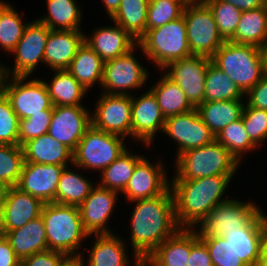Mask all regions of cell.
<instances>
[{
  "mask_svg": "<svg viewBox=\"0 0 267 266\" xmlns=\"http://www.w3.org/2000/svg\"><path fill=\"white\" fill-rule=\"evenodd\" d=\"M19 119L6 95L0 90V144L19 145Z\"/></svg>",
  "mask_w": 267,
  "mask_h": 266,
  "instance_id": "45",
  "label": "cell"
},
{
  "mask_svg": "<svg viewBox=\"0 0 267 266\" xmlns=\"http://www.w3.org/2000/svg\"><path fill=\"white\" fill-rule=\"evenodd\" d=\"M24 162L46 165L73 166V151L49 134L27 141L23 146Z\"/></svg>",
  "mask_w": 267,
  "mask_h": 266,
  "instance_id": "25",
  "label": "cell"
},
{
  "mask_svg": "<svg viewBox=\"0 0 267 266\" xmlns=\"http://www.w3.org/2000/svg\"><path fill=\"white\" fill-rule=\"evenodd\" d=\"M188 4V1L149 0L146 31L179 19Z\"/></svg>",
  "mask_w": 267,
  "mask_h": 266,
  "instance_id": "42",
  "label": "cell"
},
{
  "mask_svg": "<svg viewBox=\"0 0 267 266\" xmlns=\"http://www.w3.org/2000/svg\"><path fill=\"white\" fill-rule=\"evenodd\" d=\"M84 37V42L92 48L104 62L122 56L137 46L138 41L121 26L101 27Z\"/></svg>",
  "mask_w": 267,
  "mask_h": 266,
  "instance_id": "24",
  "label": "cell"
},
{
  "mask_svg": "<svg viewBox=\"0 0 267 266\" xmlns=\"http://www.w3.org/2000/svg\"><path fill=\"white\" fill-rule=\"evenodd\" d=\"M44 203L16 186L6 188L3 196V212L0 234L16 230L41 216Z\"/></svg>",
  "mask_w": 267,
  "mask_h": 266,
  "instance_id": "19",
  "label": "cell"
},
{
  "mask_svg": "<svg viewBox=\"0 0 267 266\" xmlns=\"http://www.w3.org/2000/svg\"><path fill=\"white\" fill-rule=\"evenodd\" d=\"M216 140L241 163V155L257 147L249 138L242 120L240 119L227 125L216 135ZM244 152V153H243Z\"/></svg>",
  "mask_w": 267,
  "mask_h": 266,
  "instance_id": "40",
  "label": "cell"
},
{
  "mask_svg": "<svg viewBox=\"0 0 267 266\" xmlns=\"http://www.w3.org/2000/svg\"><path fill=\"white\" fill-rule=\"evenodd\" d=\"M142 157L137 154L133 155L126 149L112 164L102 171L101 184L98 185L118 193L123 192L133 175L137 162Z\"/></svg>",
  "mask_w": 267,
  "mask_h": 266,
  "instance_id": "38",
  "label": "cell"
},
{
  "mask_svg": "<svg viewBox=\"0 0 267 266\" xmlns=\"http://www.w3.org/2000/svg\"><path fill=\"white\" fill-rule=\"evenodd\" d=\"M260 49L263 58L264 74L267 75V43L263 45Z\"/></svg>",
  "mask_w": 267,
  "mask_h": 266,
  "instance_id": "57",
  "label": "cell"
},
{
  "mask_svg": "<svg viewBox=\"0 0 267 266\" xmlns=\"http://www.w3.org/2000/svg\"><path fill=\"white\" fill-rule=\"evenodd\" d=\"M3 210V198H0V227L2 224V211Z\"/></svg>",
  "mask_w": 267,
  "mask_h": 266,
  "instance_id": "59",
  "label": "cell"
},
{
  "mask_svg": "<svg viewBox=\"0 0 267 266\" xmlns=\"http://www.w3.org/2000/svg\"><path fill=\"white\" fill-rule=\"evenodd\" d=\"M255 266H267V257H260Z\"/></svg>",
  "mask_w": 267,
  "mask_h": 266,
  "instance_id": "58",
  "label": "cell"
},
{
  "mask_svg": "<svg viewBox=\"0 0 267 266\" xmlns=\"http://www.w3.org/2000/svg\"><path fill=\"white\" fill-rule=\"evenodd\" d=\"M242 120L250 140L259 147V143L267 138V110L244 105Z\"/></svg>",
  "mask_w": 267,
  "mask_h": 266,
  "instance_id": "47",
  "label": "cell"
},
{
  "mask_svg": "<svg viewBox=\"0 0 267 266\" xmlns=\"http://www.w3.org/2000/svg\"><path fill=\"white\" fill-rule=\"evenodd\" d=\"M175 163L177 173L172 181L234 175L240 165L216 139L210 144L179 154Z\"/></svg>",
  "mask_w": 267,
  "mask_h": 266,
  "instance_id": "5",
  "label": "cell"
},
{
  "mask_svg": "<svg viewBox=\"0 0 267 266\" xmlns=\"http://www.w3.org/2000/svg\"><path fill=\"white\" fill-rule=\"evenodd\" d=\"M211 62L246 94L265 75L260 47L225 41Z\"/></svg>",
  "mask_w": 267,
  "mask_h": 266,
  "instance_id": "4",
  "label": "cell"
},
{
  "mask_svg": "<svg viewBox=\"0 0 267 266\" xmlns=\"http://www.w3.org/2000/svg\"><path fill=\"white\" fill-rule=\"evenodd\" d=\"M66 166L24 162L16 186L22 192L40 199L44 204L55 203V193L60 176Z\"/></svg>",
  "mask_w": 267,
  "mask_h": 266,
  "instance_id": "18",
  "label": "cell"
},
{
  "mask_svg": "<svg viewBox=\"0 0 267 266\" xmlns=\"http://www.w3.org/2000/svg\"><path fill=\"white\" fill-rule=\"evenodd\" d=\"M233 175H214L188 181H172L175 217L180 228L193 229L219 203Z\"/></svg>",
  "mask_w": 267,
  "mask_h": 266,
  "instance_id": "2",
  "label": "cell"
},
{
  "mask_svg": "<svg viewBox=\"0 0 267 266\" xmlns=\"http://www.w3.org/2000/svg\"><path fill=\"white\" fill-rule=\"evenodd\" d=\"M150 255L163 266H187L190 255V229L180 228Z\"/></svg>",
  "mask_w": 267,
  "mask_h": 266,
  "instance_id": "33",
  "label": "cell"
},
{
  "mask_svg": "<svg viewBox=\"0 0 267 266\" xmlns=\"http://www.w3.org/2000/svg\"><path fill=\"white\" fill-rule=\"evenodd\" d=\"M132 202H136L130 227L135 263L139 255L151 254L180 227L176 221L174 197L170 187L159 196Z\"/></svg>",
  "mask_w": 267,
  "mask_h": 266,
  "instance_id": "1",
  "label": "cell"
},
{
  "mask_svg": "<svg viewBox=\"0 0 267 266\" xmlns=\"http://www.w3.org/2000/svg\"><path fill=\"white\" fill-rule=\"evenodd\" d=\"M210 61L211 58L205 56L191 55L163 68L165 74L182 89L194 108L204 102L205 76Z\"/></svg>",
  "mask_w": 267,
  "mask_h": 266,
  "instance_id": "13",
  "label": "cell"
},
{
  "mask_svg": "<svg viewBox=\"0 0 267 266\" xmlns=\"http://www.w3.org/2000/svg\"><path fill=\"white\" fill-rule=\"evenodd\" d=\"M21 260L15 255L8 239L0 234V266H20Z\"/></svg>",
  "mask_w": 267,
  "mask_h": 266,
  "instance_id": "51",
  "label": "cell"
},
{
  "mask_svg": "<svg viewBox=\"0 0 267 266\" xmlns=\"http://www.w3.org/2000/svg\"><path fill=\"white\" fill-rule=\"evenodd\" d=\"M266 218L260 210L244 227L223 235L247 266H255L260 259L262 226Z\"/></svg>",
  "mask_w": 267,
  "mask_h": 266,
  "instance_id": "23",
  "label": "cell"
},
{
  "mask_svg": "<svg viewBox=\"0 0 267 266\" xmlns=\"http://www.w3.org/2000/svg\"><path fill=\"white\" fill-rule=\"evenodd\" d=\"M148 6L149 0H121L110 19L138 41L146 33Z\"/></svg>",
  "mask_w": 267,
  "mask_h": 266,
  "instance_id": "34",
  "label": "cell"
},
{
  "mask_svg": "<svg viewBox=\"0 0 267 266\" xmlns=\"http://www.w3.org/2000/svg\"><path fill=\"white\" fill-rule=\"evenodd\" d=\"M102 2L106 6L105 9L107 11V14L111 18L118 10L121 0H102Z\"/></svg>",
  "mask_w": 267,
  "mask_h": 266,
  "instance_id": "54",
  "label": "cell"
},
{
  "mask_svg": "<svg viewBox=\"0 0 267 266\" xmlns=\"http://www.w3.org/2000/svg\"><path fill=\"white\" fill-rule=\"evenodd\" d=\"M87 266H128L126 244L114 234H96ZM86 266V265H85Z\"/></svg>",
  "mask_w": 267,
  "mask_h": 266,
  "instance_id": "29",
  "label": "cell"
},
{
  "mask_svg": "<svg viewBox=\"0 0 267 266\" xmlns=\"http://www.w3.org/2000/svg\"><path fill=\"white\" fill-rule=\"evenodd\" d=\"M244 105L241 100L208 101L196 109L202 121L216 136L227 125L241 118Z\"/></svg>",
  "mask_w": 267,
  "mask_h": 266,
  "instance_id": "30",
  "label": "cell"
},
{
  "mask_svg": "<svg viewBox=\"0 0 267 266\" xmlns=\"http://www.w3.org/2000/svg\"><path fill=\"white\" fill-rule=\"evenodd\" d=\"M255 203L227 199L216 205L200 223L199 237L222 236L244 227L259 211Z\"/></svg>",
  "mask_w": 267,
  "mask_h": 266,
  "instance_id": "11",
  "label": "cell"
},
{
  "mask_svg": "<svg viewBox=\"0 0 267 266\" xmlns=\"http://www.w3.org/2000/svg\"><path fill=\"white\" fill-rule=\"evenodd\" d=\"M247 105L257 109L267 110V75L252 87L246 94Z\"/></svg>",
  "mask_w": 267,
  "mask_h": 266,
  "instance_id": "50",
  "label": "cell"
},
{
  "mask_svg": "<svg viewBox=\"0 0 267 266\" xmlns=\"http://www.w3.org/2000/svg\"><path fill=\"white\" fill-rule=\"evenodd\" d=\"M205 3L211 9L219 34L225 41H229L235 34L242 11L221 0H206Z\"/></svg>",
  "mask_w": 267,
  "mask_h": 266,
  "instance_id": "43",
  "label": "cell"
},
{
  "mask_svg": "<svg viewBox=\"0 0 267 266\" xmlns=\"http://www.w3.org/2000/svg\"><path fill=\"white\" fill-rule=\"evenodd\" d=\"M4 236L20 260L48 250L45 225L41 216L19 229L6 232Z\"/></svg>",
  "mask_w": 267,
  "mask_h": 266,
  "instance_id": "26",
  "label": "cell"
},
{
  "mask_svg": "<svg viewBox=\"0 0 267 266\" xmlns=\"http://www.w3.org/2000/svg\"><path fill=\"white\" fill-rule=\"evenodd\" d=\"M51 83L45 82L53 106H82L87 90L68 70H55Z\"/></svg>",
  "mask_w": 267,
  "mask_h": 266,
  "instance_id": "31",
  "label": "cell"
},
{
  "mask_svg": "<svg viewBox=\"0 0 267 266\" xmlns=\"http://www.w3.org/2000/svg\"><path fill=\"white\" fill-rule=\"evenodd\" d=\"M163 132L178 143L176 157L186 150L202 147L216 139L196 108L188 113L166 118Z\"/></svg>",
  "mask_w": 267,
  "mask_h": 266,
  "instance_id": "15",
  "label": "cell"
},
{
  "mask_svg": "<svg viewBox=\"0 0 267 266\" xmlns=\"http://www.w3.org/2000/svg\"><path fill=\"white\" fill-rule=\"evenodd\" d=\"M27 23L14 10L10 3L0 0V46L5 51L12 53L22 38Z\"/></svg>",
  "mask_w": 267,
  "mask_h": 266,
  "instance_id": "39",
  "label": "cell"
},
{
  "mask_svg": "<svg viewBox=\"0 0 267 266\" xmlns=\"http://www.w3.org/2000/svg\"><path fill=\"white\" fill-rule=\"evenodd\" d=\"M95 186L77 172L64 168L55 193V203L80 206Z\"/></svg>",
  "mask_w": 267,
  "mask_h": 266,
  "instance_id": "36",
  "label": "cell"
},
{
  "mask_svg": "<svg viewBox=\"0 0 267 266\" xmlns=\"http://www.w3.org/2000/svg\"><path fill=\"white\" fill-rule=\"evenodd\" d=\"M163 266L157 262L150 254L139 255L135 261V266Z\"/></svg>",
  "mask_w": 267,
  "mask_h": 266,
  "instance_id": "53",
  "label": "cell"
},
{
  "mask_svg": "<svg viewBox=\"0 0 267 266\" xmlns=\"http://www.w3.org/2000/svg\"><path fill=\"white\" fill-rule=\"evenodd\" d=\"M137 46L161 70L171 62L191 56L184 16L147 30L138 40Z\"/></svg>",
  "mask_w": 267,
  "mask_h": 266,
  "instance_id": "6",
  "label": "cell"
},
{
  "mask_svg": "<svg viewBox=\"0 0 267 266\" xmlns=\"http://www.w3.org/2000/svg\"><path fill=\"white\" fill-rule=\"evenodd\" d=\"M183 16L191 54L211 58L225 40L219 34L209 6L206 3H189Z\"/></svg>",
  "mask_w": 267,
  "mask_h": 266,
  "instance_id": "9",
  "label": "cell"
},
{
  "mask_svg": "<svg viewBox=\"0 0 267 266\" xmlns=\"http://www.w3.org/2000/svg\"><path fill=\"white\" fill-rule=\"evenodd\" d=\"M24 164L20 145L0 144V183L6 188L18 185Z\"/></svg>",
  "mask_w": 267,
  "mask_h": 266,
  "instance_id": "41",
  "label": "cell"
},
{
  "mask_svg": "<svg viewBox=\"0 0 267 266\" xmlns=\"http://www.w3.org/2000/svg\"><path fill=\"white\" fill-rule=\"evenodd\" d=\"M126 149L123 137L91 125L73 152V165L82 169H99L102 172Z\"/></svg>",
  "mask_w": 267,
  "mask_h": 266,
  "instance_id": "7",
  "label": "cell"
},
{
  "mask_svg": "<svg viewBox=\"0 0 267 266\" xmlns=\"http://www.w3.org/2000/svg\"><path fill=\"white\" fill-rule=\"evenodd\" d=\"M150 90L156 96L165 119L170 116L188 113L195 109L187 100L182 89L166 74Z\"/></svg>",
  "mask_w": 267,
  "mask_h": 266,
  "instance_id": "32",
  "label": "cell"
},
{
  "mask_svg": "<svg viewBox=\"0 0 267 266\" xmlns=\"http://www.w3.org/2000/svg\"><path fill=\"white\" fill-rule=\"evenodd\" d=\"M41 217L45 225L48 250L67 256L81 255L76 252L82 246L81 241L89 237V234L83 228L79 206L46 203Z\"/></svg>",
  "mask_w": 267,
  "mask_h": 266,
  "instance_id": "3",
  "label": "cell"
},
{
  "mask_svg": "<svg viewBox=\"0 0 267 266\" xmlns=\"http://www.w3.org/2000/svg\"><path fill=\"white\" fill-rule=\"evenodd\" d=\"M75 0H46L48 15L37 19L50 30H81L80 8Z\"/></svg>",
  "mask_w": 267,
  "mask_h": 266,
  "instance_id": "35",
  "label": "cell"
},
{
  "mask_svg": "<svg viewBox=\"0 0 267 266\" xmlns=\"http://www.w3.org/2000/svg\"><path fill=\"white\" fill-rule=\"evenodd\" d=\"M60 266H85L82 255L80 256H68Z\"/></svg>",
  "mask_w": 267,
  "mask_h": 266,
  "instance_id": "56",
  "label": "cell"
},
{
  "mask_svg": "<svg viewBox=\"0 0 267 266\" xmlns=\"http://www.w3.org/2000/svg\"><path fill=\"white\" fill-rule=\"evenodd\" d=\"M243 96L245 94L230 77L210 61L205 76L204 102L241 100Z\"/></svg>",
  "mask_w": 267,
  "mask_h": 266,
  "instance_id": "37",
  "label": "cell"
},
{
  "mask_svg": "<svg viewBox=\"0 0 267 266\" xmlns=\"http://www.w3.org/2000/svg\"><path fill=\"white\" fill-rule=\"evenodd\" d=\"M67 70L88 90L98 81L100 85L102 84L104 61L92 48L83 42Z\"/></svg>",
  "mask_w": 267,
  "mask_h": 266,
  "instance_id": "28",
  "label": "cell"
},
{
  "mask_svg": "<svg viewBox=\"0 0 267 266\" xmlns=\"http://www.w3.org/2000/svg\"><path fill=\"white\" fill-rule=\"evenodd\" d=\"M128 53L104 62L101 86L106 94L131 95L128 89H138L148 80L149 73L133 56L134 49ZM107 89V91H106Z\"/></svg>",
  "mask_w": 267,
  "mask_h": 266,
  "instance_id": "12",
  "label": "cell"
},
{
  "mask_svg": "<svg viewBox=\"0 0 267 266\" xmlns=\"http://www.w3.org/2000/svg\"><path fill=\"white\" fill-rule=\"evenodd\" d=\"M230 3L241 11L258 9L265 6L264 0H221Z\"/></svg>",
  "mask_w": 267,
  "mask_h": 266,
  "instance_id": "52",
  "label": "cell"
},
{
  "mask_svg": "<svg viewBox=\"0 0 267 266\" xmlns=\"http://www.w3.org/2000/svg\"><path fill=\"white\" fill-rule=\"evenodd\" d=\"M0 75V90L9 99L12 109L19 120L32 115L44 114V110L52 106L46 84L43 80L25 81L28 76ZM25 81V82H24Z\"/></svg>",
  "mask_w": 267,
  "mask_h": 266,
  "instance_id": "8",
  "label": "cell"
},
{
  "mask_svg": "<svg viewBox=\"0 0 267 266\" xmlns=\"http://www.w3.org/2000/svg\"><path fill=\"white\" fill-rule=\"evenodd\" d=\"M164 124L165 117L150 89L137 98L132 95L131 137L150 145L157 131L163 132Z\"/></svg>",
  "mask_w": 267,
  "mask_h": 266,
  "instance_id": "17",
  "label": "cell"
},
{
  "mask_svg": "<svg viewBox=\"0 0 267 266\" xmlns=\"http://www.w3.org/2000/svg\"><path fill=\"white\" fill-rule=\"evenodd\" d=\"M54 106L44 110V114L32 115L27 119L19 120V145L23 146L27 141L35 139L41 135L48 134Z\"/></svg>",
  "mask_w": 267,
  "mask_h": 266,
  "instance_id": "46",
  "label": "cell"
},
{
  "mask_svg": "<svg viewBox=\"0 0 267 266\" xmlns=\"http://www.w3.org/2000/svg\"><path fill=\"white\" fill-rule=\"evenodd\" d=\"M91 125L109 134L131 136L132 95H111L101 92Z\"/></svg>",
  "mask_w": 267,
  "mask_h": 266,
  "instance_id": "14",
  "label": "cell"
},
{
  "mask_svg": "<svg viewBox=\"0 0 267 266\" xmlns=\"http://www.w3.org/2000/svg\"><path fill=\"white\" fill-rule=\"evenodd\" d=\"M67 257L61 252L47 250L22 259L20 266H60Z\"/></svg>",
  "mask_w": 267,
  "mask_h": 266,
  "instance_id": "49",
  "label": "cell"
},
{
  "mask_svg": "<svg viewBox=\"0 0 267 266\" xmlns=\"http://www.w3.org/2000/svg\"><path fill=\"white\" fill-rule=\"evenodd\" d=\"M260 257H267V218L263 221V226H262Z\"/></svg>",
  "mask_w": 267,
  "mask_h": 266,
  "instance_id": "55",
  "label": "cell"
},
{
  "mask_svg": "<svg viewBox=\"0 0 267 266\" xmlns=\"http://www.w3.org/2000/svg\"><path fill=\"white\" fill-rule=\"evenodd\" d=\"M189 3H205L206 0H187Z\"/></svg>",
  "mask_w": 267,
  "mask_h": 266,
  "instance_id": "61",
  "label": "cell"
},
{
  "mask_svg": "<svg viewBox=\"0 0 267 266\" xmlns=\"http://www.w3.org/2000/svg\"><path fill=\"white\" fill-rule=\"evenodd\" d=\"M207 247L213 266H247L222 236L199 237Z\"/></svg>",
  "mask_w": 267,
  "mask_h": 266,
  "instance_id": "44",
  "label": "cell"
},
{
  "mask_svg": "<svg viewBox=\"0 0 267 266\" xmlns=\"http://www.w3.org/2000/svg\"><path fill=\"white\" fill-rule=\"evenodd\" d=\"M163 167L164 165L160 161L154 165L142 157L137 162L133 175L122 192L126 195L127 200L132 202L163 194L170 187V181H168Z\"/></svg>",
  "mask_w": 267,
  "mask_h": 266,
  "instance_id": "20",
  "label": "cell"
},
{
  "mask_svg": "<svg viewBox=\"0 0 267 266\" xmlns=\"http://www.w3.org/2000/svg\"><path fill=\"white\" fill-rule=\"evenodd\" d=\"M117 191L95 186L80 204L79 210L84 230L89 234H111L108 219L115 208Z\"/></svg>",
  "mask_w": 267,
  "mask_h": 266,
  "instance_id": "21",
  "label": "cell"
},
{
  "mask_svg": "<svg viewBox=\"0 0 267 266\" xmlns=\"http://www.w3.org/2000/svg\"><path fill=\"white\" fill-rule=\"evenodd\" d=\"M5 190L6 187L2 183H0V198H3Z\"/></svg>",
  "mask_w": 267,
  "mask_h": 266,
  "instance_id": "60",
  "label": "cell"
},
{
  "mask_svg": "<svg viewBox=\"0 0 267 266\" xmlns=\"http://www.w3.org/2000/svg\"><path fill=\"white\" fill-rule=\"evenodd\" d=\"M50 31L45 24L38 20L29 22L22 38L12 52V55L16 56L13 70L2 64L0 65V75L29 77L39 62L44 63V50Z\"/></svg>",
  "mask_w": 267,
  "mask_h": 266,
  "instance_id": "10",
  "label": "cell"
},
{
  "mask_svg": "<svg viewBox=\"0 0 267 266\" xmlns=\"http://www.w3.org/2000/svg\"><path fill=\"white\" fill-rule=\"evenodd\" d=\"M84 37L80 30H51L44 50V63L53 71L67 70Z\"/></svg>",
  "mask_w": 267,
  "mask_h": 266,
  "instance_id": "22",
  "label": "cell"
},
{
  "mask_svg": "<svg viewBox=\"0 0 267 266\" xmlns=\"http://www.w3.org/2000/svg\"><path fill=\"white\" fill-rule=\"evenodd\" d=\"M229 41L260 48L265 45L267 43V5L242 11L235 34Z\"/></svg>",
  "mask_w": 267,
  "mask_h": 266,
  "instance_id": "27",
  "label": "cell"
},
{
  "mask_svg": "<svg viewBox=\"0 0 267 266\" xmlns=\"http://www.w3.org/2000/svg\"><path fill=\"white\" fill-rule=\"evenodd\" d=\"M187 266H213L206 244L199 238L196 229H190V255Z\"/></svg>",
  "mask_w": 267,
  "mask_h": 266,
  "instance_id": "48",
  "label": "cell"
},
{
  "mask_svg": "<svg viewBox=\"0 0 267 266\" xmlns=\"http://www.w3.org/2000/svg\"><path fill=\"white\" fill-rule=\"evenodd\" d=\"M90 126L91 114L84 106H54L48 134L74 152Z\"/></svg>",
  "mask_w": 267,
  "mask_h": 266,
  "instance_id": "16",
  "label": "cell"
}]
</instances>
